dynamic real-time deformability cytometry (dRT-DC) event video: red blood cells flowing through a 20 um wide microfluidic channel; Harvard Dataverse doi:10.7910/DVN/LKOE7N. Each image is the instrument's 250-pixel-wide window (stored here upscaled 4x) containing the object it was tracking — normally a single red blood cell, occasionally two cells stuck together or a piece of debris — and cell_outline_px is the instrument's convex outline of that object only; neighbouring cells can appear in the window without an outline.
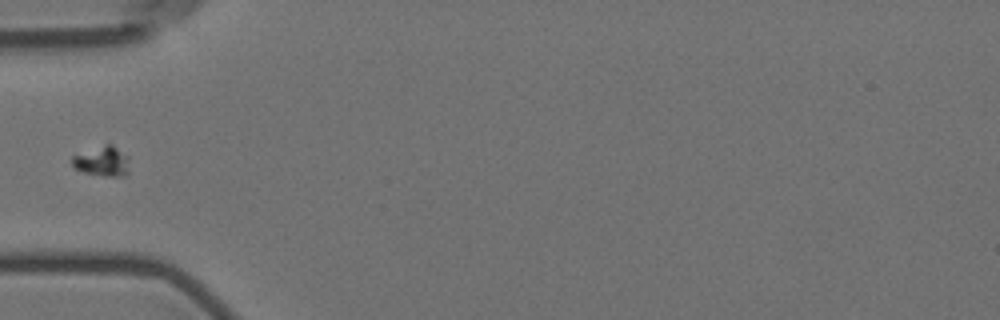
{"species": "Egyptian fruit bat (a non-hibernating species)", "species_latin": "Rousettus aegyptiacus", "temperature_condition": "room temperature", "stored_images_in_passage": 6, "camera_frame_rate_fps": 3000, "um_per_image_px": 0.085, "animal": {"sex": "female"}, "frame": {"image": 1, "passage_image": 6, "time_ms": 6.667, "image_size_px": [1000, 320], "cell_outline_px": [[128, 172], [124, 176], [104, 176], [84, 172], [72, 168], [72, 156], [104, 144], [112, 144], [128, 156]], "centroid_in_image_um": [8.68, 13.71], "position_along_channel_um": 76.3, "area_um2": 10.0}}